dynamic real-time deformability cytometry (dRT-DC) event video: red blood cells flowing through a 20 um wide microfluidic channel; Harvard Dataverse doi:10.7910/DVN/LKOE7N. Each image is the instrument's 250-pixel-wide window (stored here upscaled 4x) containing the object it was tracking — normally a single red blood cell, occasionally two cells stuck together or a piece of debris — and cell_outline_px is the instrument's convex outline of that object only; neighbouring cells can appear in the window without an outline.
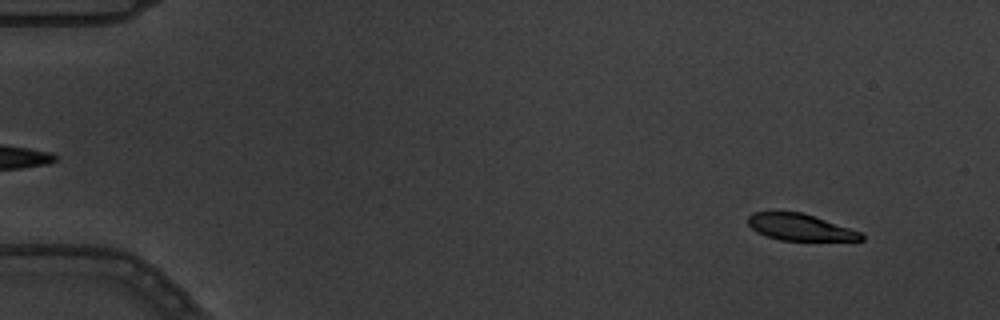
{"species": "common noctule bat (a hibernating species)", "species_latin": "Nyctalus noctula", "temperature_condition": "warm", "stored_images_in_passage": 5, "camera_frame_rate_fps": 3000, "um_per_image_px": 0.085, "animal": {"sex": "male", "body_mass_g": 19.5, "forearm_length_mm": 54.6}, "frame": {"image": 1, "passage_image": 5, "time_ms": 1.333, "image_size_px": [1000, 320], "cell_outline_px": [[864, 240], [780, 240], [756, 232], [748, 224], [748, 216], [752, 212], [804, 212], [860, 232], [864, 236]], "centroid_in_image_um": [67.98, 19.3], "position_along_channel_um": 17.0, "area_um2": 17.34}}